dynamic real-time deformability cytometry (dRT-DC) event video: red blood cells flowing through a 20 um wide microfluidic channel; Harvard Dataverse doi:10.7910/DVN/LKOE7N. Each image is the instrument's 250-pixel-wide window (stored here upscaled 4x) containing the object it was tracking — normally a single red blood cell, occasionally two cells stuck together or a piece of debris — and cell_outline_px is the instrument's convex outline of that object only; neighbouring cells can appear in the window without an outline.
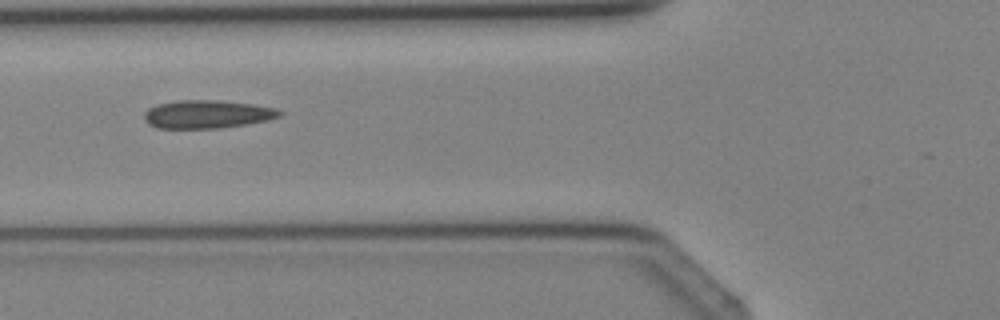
{"species": "Egyptian fruit bat (a non-hibernating species)", "species_latin": "Rousettus aegyptiacus", "temperature_condition": "cold", "stored_images_in_passage": 5, "camera_frame_rate_fps": 3000, "um_per_image_px": 0.085, "animal": {"sex": "female"}, "frame": {"image": 1, "passage_image": 4, "time_ms": 4.667, "image_size_px": [1000, 320], "cell_outline_px": [[280, 116], [268, 120], [248, 124], [220, 128], [156, 128], [148, 124], [144, 120], [144, 112], [148, 108], [156, 104], [180, 100], [216, 100], [252, 104], [276, 108], [280, 112]], "centroid_in_image_um": [17.56, 9.71], "position_along_channel_um": 108.2, "area_um2": 22.25}}